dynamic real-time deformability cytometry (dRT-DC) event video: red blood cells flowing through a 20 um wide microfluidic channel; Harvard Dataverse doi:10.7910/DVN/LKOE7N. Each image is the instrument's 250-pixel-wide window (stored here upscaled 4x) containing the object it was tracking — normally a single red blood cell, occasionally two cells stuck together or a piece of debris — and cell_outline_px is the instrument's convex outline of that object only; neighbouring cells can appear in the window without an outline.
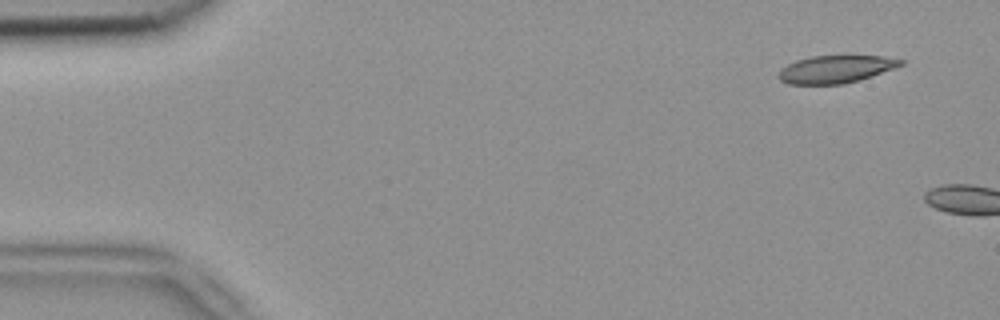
{"species": "common noctule bat (a hibernating species)", "species_latin": "Nyctalus noctula", "temperature_condition": "room temperature", "stored_images_in_passage": 2, "camera_frame_rate_fps": 3000, "um_per_image_px": 0.085, "animal": {"sex": "female", "body_mass_g": 18.4}, "frame": {"image": 1, "passage_image": 1, "time_ms": 0.0, "image_size_px": [1000, 320], "cell_outline_px": [[904, 64], [872, 76], [860, 80], [844, 84], [788, 84], [780, 80], [776, 76], [780, 68], [796, 60], [812, 56], [884, 56], [904, 60]], "centroid_in_image_um": [71.0, 5.89], "position_along_channel_um": 14.0, "area_um2": 19.71}}